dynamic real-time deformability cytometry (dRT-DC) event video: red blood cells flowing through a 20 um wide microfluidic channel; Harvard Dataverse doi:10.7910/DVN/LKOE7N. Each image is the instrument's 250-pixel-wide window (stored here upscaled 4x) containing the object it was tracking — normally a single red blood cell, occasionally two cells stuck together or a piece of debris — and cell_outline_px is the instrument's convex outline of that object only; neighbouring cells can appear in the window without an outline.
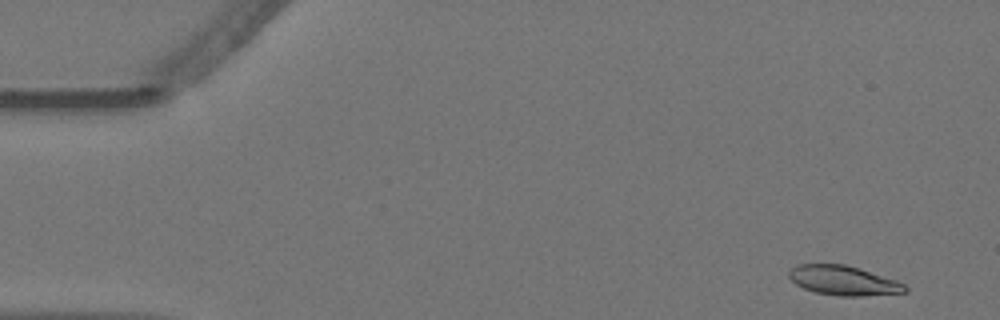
{"species": "Egyptian fruit bat (a non-hibernating species)", "species_latin": "Rousettus aegyptiacus", "temperature_condition": "warm", "stored_images_in_passage": 16, "camera_frame_rate_fps": 3000, "um_per_image_px": 0.085, "animal": {"sex": "female"}, "frame": {"image": 1, "passage_image": 2, "time_ms": 0.333, "image_size_px": [1000, 320], "cell_outline_px": [[908, 292], [860, 296], [840, 296], [816, 292], [804, 288], [796, 284], [788, 276], [788, 272], [796, 264], [844, 264], [860, 268], [896, 280], [904, 284], [908, 288]], "centroid_in_image_um": [71.7, 23.84], "position_along_channel_um": 13.3, "area_um2": 19.94}}
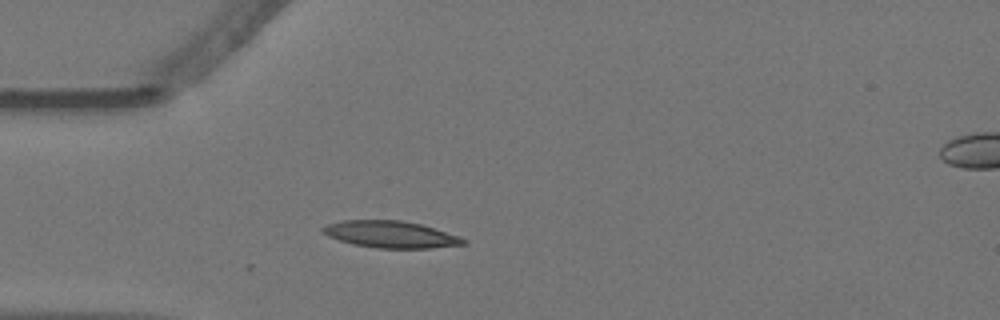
{"frame": {"image": 2, "passage_image": 14, "time_ms": 4.333, "image_size_px": [1000, 320], "cell_outline_px": [[468, 240], [464, 244], [432, 248], [376, 248], [352, 244], [328, 236], [320, 232], [320, 228], [328, 224], [344, 220], [400, 220], [420, 224], [460, 236]], "centroid_in_image_um": [33.19, 19.92], "position_along_channel_um": 51.8, "area_um2": 21.96}}